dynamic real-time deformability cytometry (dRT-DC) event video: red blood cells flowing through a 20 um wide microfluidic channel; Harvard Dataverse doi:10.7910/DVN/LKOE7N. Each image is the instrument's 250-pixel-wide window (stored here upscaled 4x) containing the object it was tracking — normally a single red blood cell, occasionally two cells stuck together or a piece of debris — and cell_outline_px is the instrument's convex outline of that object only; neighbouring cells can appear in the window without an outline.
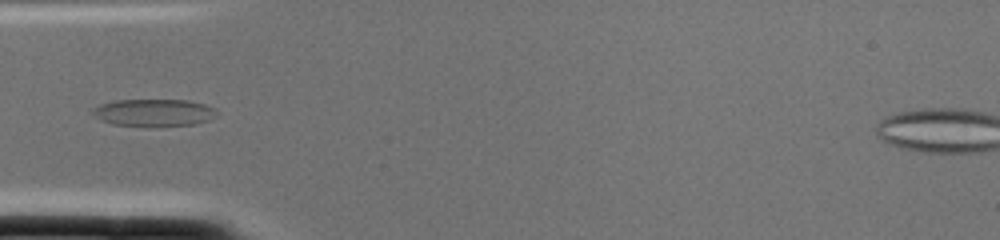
{"species": "common noctule bat (a hibernating species)", "species_latin": "Nyctalus noctula", "temperature_condition": "cold", "stored_images_in_passage": 2, "camera_frame_rate_fps": 3000, "um_per_image_px": 0.085, "animal": {"sex": "female", "body_mass_g": 22.0, "forearm_length_mm": 56.7}, "frame": {"image": 1, "passage_image": 2, "time_ms": 0.333, "image_size_px": [1000, 240], "cell_outline_px": [[216, 116], [208, 120], [196, 124], [112, 124], [100, 120], [92, 112], [92, 108], [100, 104], [116, 100], [188, 100], [204, 104], [216, 108]], "centroid_in_image_um": [13.08, 9.53], "position_along_channel_um": 71.9, "area_um2": 19.02}}